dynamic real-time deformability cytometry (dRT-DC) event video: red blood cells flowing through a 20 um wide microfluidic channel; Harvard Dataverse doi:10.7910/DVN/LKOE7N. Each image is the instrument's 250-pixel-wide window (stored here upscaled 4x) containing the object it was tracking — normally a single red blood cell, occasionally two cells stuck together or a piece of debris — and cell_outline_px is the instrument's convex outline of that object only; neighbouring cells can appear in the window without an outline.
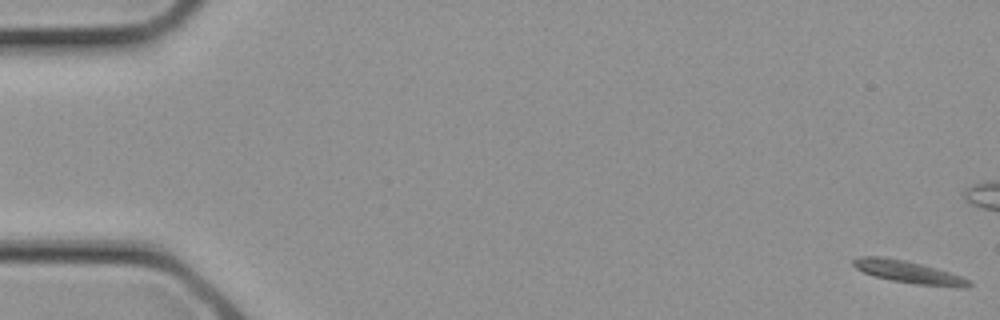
{"species": "common noctule bat (a hibernating species)", "species_latin": "Nyctalus noctula", "temperature_condition": "cold", "stored_images_in_passage": 30, "camera_frame_rate_fps": 3000, "um_per_image_px": 0.085, "animal": {"sex": "female", "body_mass_g": 21.9}, "frame": {"image": 1, "passage_image": 1, "time_ms": 0.0, "image_size_px": [1000, 320], "cell_outline_px": [[972, 284], [968, 288], [956, 288], [916, 284], [892, 280], [876, 276], [864, 272], [856, 268], [852, 264], [852, 260], [860, 256], [880, 256], [904, 260], [936, 268], [972, 280]], "centroid_in_image_um": [77.28, 23.14], "position_along_channel_um": 7.7, "area_um2": 15.03}}
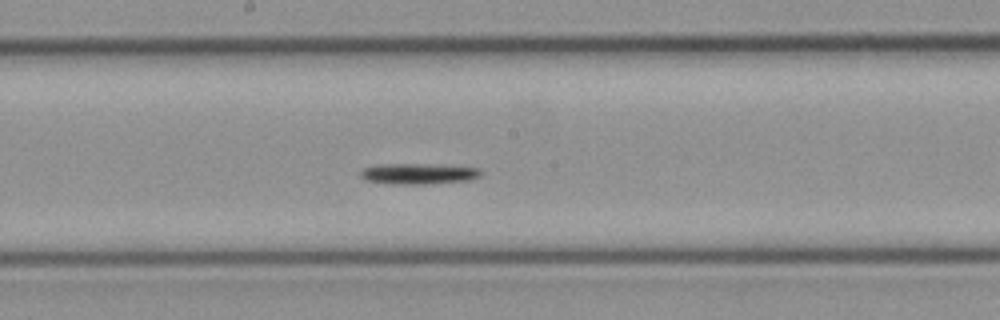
{"frame": {"image": 2, "passage_image": 16, "time_ms": 5.0, "image_size_px": [1000, 320], "cell_outline_px": [[484, 172], [480, 176], [472, 180], [428, 184], [392, 184], [364, 180], [360, 176], [360, 172], [364, 168], [376, 164], [440, 164], [480, 168]], "centroid_in_image_um": [35.61, 14.76], "position_along_channel_um": 212.6, "area_um2": 14.97}}
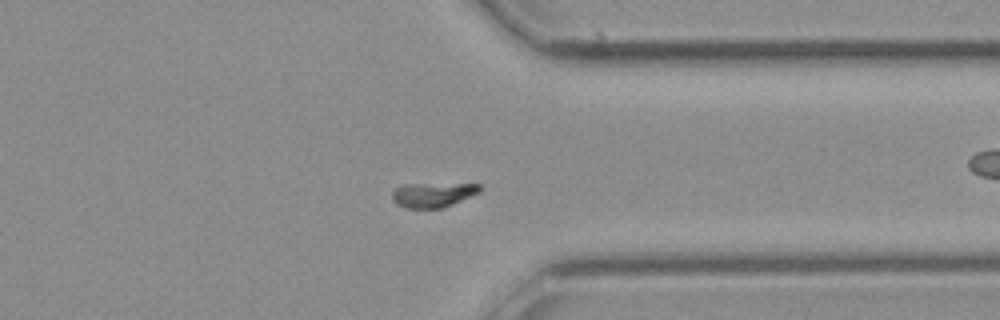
{"frame": {"image": 3, "passage_image": 23, "time_ms": 7.333, "image_size_px": [1000, 320], "cell_outline_px": [[480, 192], [444, 208], [404, 208], [396, 204], [392, 200], [392, 192], [396, 188], [404, 184], [480, 184]], "centroid_in_image_um": [36.77, 16.57], "position_along_channel_um": 374.6, "area_um2": 12.6}}